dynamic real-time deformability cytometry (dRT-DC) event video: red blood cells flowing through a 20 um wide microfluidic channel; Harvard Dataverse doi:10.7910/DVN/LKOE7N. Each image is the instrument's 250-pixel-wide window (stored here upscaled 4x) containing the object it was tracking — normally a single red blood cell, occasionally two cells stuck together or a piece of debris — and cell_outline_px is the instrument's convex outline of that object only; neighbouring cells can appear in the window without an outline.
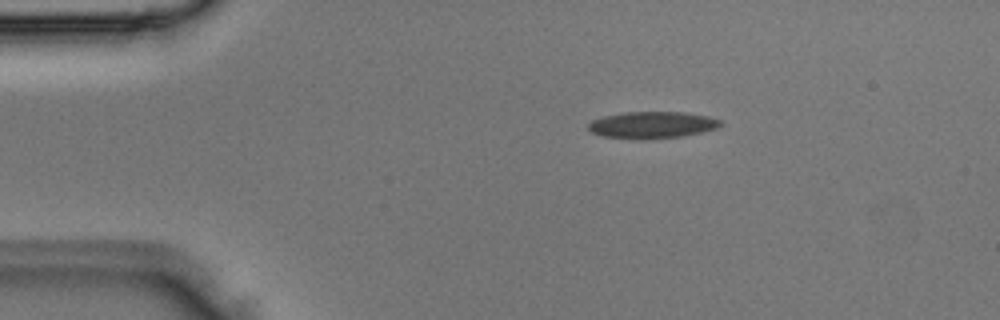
{"species": "Egyptian fruit bat (a non-hibernating species)", "species_latin": "Rousettus aegyptiacus", "temperature_condition": "room temperature", "stored_images_in_passage": 2, "camera_frame_rate_fps": 3000, "um_per_image_px": 0.085, "animal": {"sex": "male"}, "frame": {"image": 1, "passage_image": 1, "time_ms": 0.0, "image_size_px": [1000, 320], "cell_outline_px": [[724, 124], [716, 128], [684, 136], [604, 136], [592, 132], [588, 128], [588, 124], [592, 120], [604, 116], [624, 112], [684, 112], [708, 116], [720, 120]], "centroid_in_image_um": [55.48, 10.56], "position_along_channel_um": 29.5, "area_um2": 19.48}}